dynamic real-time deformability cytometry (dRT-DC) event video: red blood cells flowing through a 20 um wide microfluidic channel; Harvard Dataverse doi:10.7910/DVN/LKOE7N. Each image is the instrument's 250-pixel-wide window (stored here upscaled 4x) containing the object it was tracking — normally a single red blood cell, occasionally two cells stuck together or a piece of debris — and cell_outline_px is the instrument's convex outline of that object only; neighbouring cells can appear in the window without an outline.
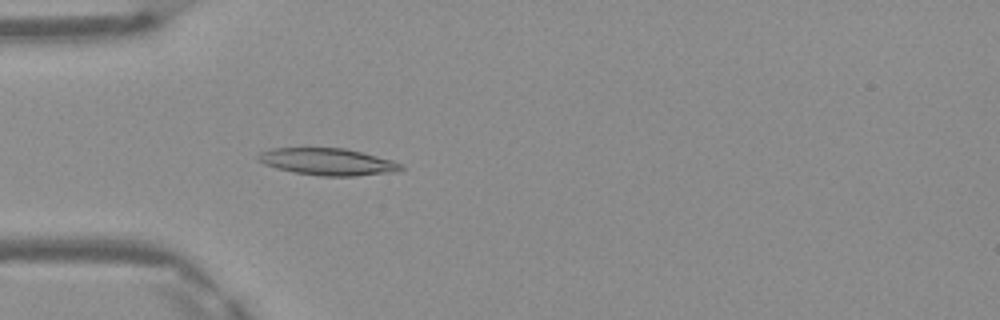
{"species": "Egyptian fruit bat (a non-hibernating species)", "species_latin": "Rousettus aegyptiacus", "temperature_condition": "warm", "stored_images_in_passage": 48, "camera_frame_rate_fps": 3000, "um_per_image_px": 0.085, "frame": {"image": 1, "passage_image": 14, "time_ms": 4.333, "image_size_px": [1000, 320], "cell_outline_px": [[404, 168], [400, 172], [356, 176], [320, 176], [292, 172], [276, 168], [264, 164], [256, 156], [260, 152], [272, 148], [344, 148], [392, 160], [404, 164]], "centroid_in_image_um": [27.9, 13.76], "position_along_channel_um": 57.1, "area_um2": 22.6}}
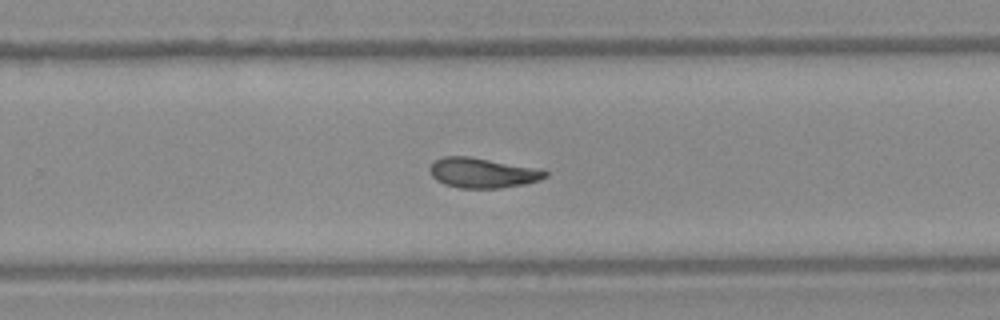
{"frame": {"image": 2, "passage_image": 31, "time_ms": 10.0, "image_size_px": [1000, 320], "cell_outline_px": [[548, 176], [540, 180], [524, 184], [500, 188], [460, 188], [444, 184], [436, 180], [432, 176], [428, 168], [436, 160], [444, 156], [468, 156], [532, 168], [548, 172]], "centroid_in_image_um": [40.96, 14.71], "position_along_channel_um": 288.8, "area_um2": 19.83}}
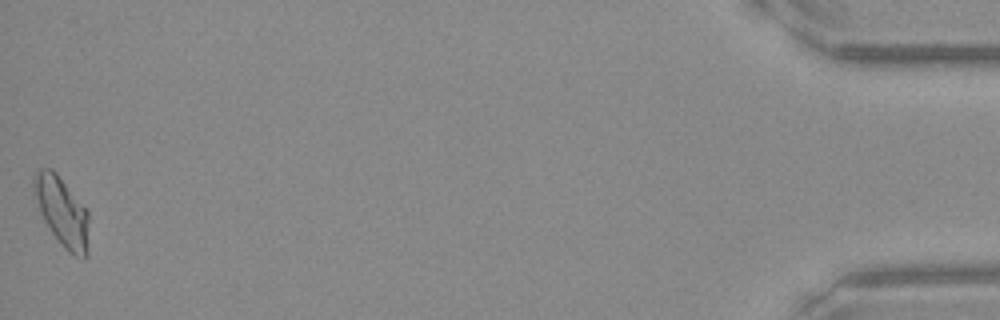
{"frame": {"image": 3, "passage_image": 48, "time_ms": 15.667, "image_size_px": [1000, 320], "cell_outline_px": [[88, 256], [76, 256], [68, 252], [64, 248], [52, 232], [44, 220], [40, 212], [32, 192], [32, 176], [40, 168], [52, 168], [56, 172], [88, 212]], "centroid_in_image_um": [5.23, 17.96], "position_along_channel_um": 430.0, "area_um2": 22.08}, "authors_computed_cell_mechanics": {"area_um2": 20.6635, "velocity_mm_per_s": 4.1677, "shape_relaxation_time_tau1_ms": null, "shape_relaxation_time_tau2_ms": 2.8176, "deformation_change_tau1": null, "deformation_change_tau2": 0.0985}}